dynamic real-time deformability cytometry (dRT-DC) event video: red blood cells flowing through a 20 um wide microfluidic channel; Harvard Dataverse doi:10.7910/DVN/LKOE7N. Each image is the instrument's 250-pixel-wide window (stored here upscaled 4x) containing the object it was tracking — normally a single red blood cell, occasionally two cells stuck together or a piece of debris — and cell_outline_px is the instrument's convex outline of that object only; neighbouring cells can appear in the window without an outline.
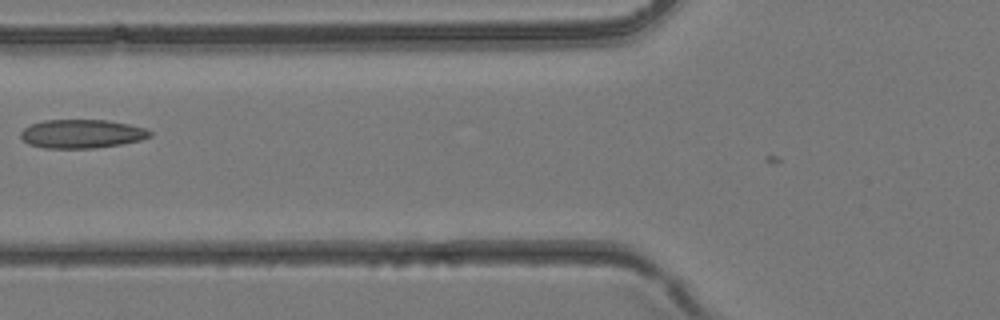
{"species": "common noctule bat (a hibernating species)", "species_latin": "Nyctalus noctula", "temperature_condition": "room temperature", "stored_images_in_passage": 2, "camera_frame_rate_fps": 3000, "um_per_image_px": 0.085, "animal": {"sex": "female", "body_mass_g": 24.6, "forearm_length_mm": 56.2}, "frame": {"image": 1, "passage_image": 2, "time_ms": 0.333, "image_size_px": [1000, 320], "cell_outline_px": [[152, 136], [140, 140], [120, 144], [92, 148], [44, 148], [28, 144], [20, 136], [20, 132], [24, 128], [32, 124], [44, 120], [108, 120], [128, 124], [144, 128], [152, 132]], "centroid_in_image_um": [6.94, 11.37], "position_along_channel_um": 118.9, "area_um2": 21.5}}